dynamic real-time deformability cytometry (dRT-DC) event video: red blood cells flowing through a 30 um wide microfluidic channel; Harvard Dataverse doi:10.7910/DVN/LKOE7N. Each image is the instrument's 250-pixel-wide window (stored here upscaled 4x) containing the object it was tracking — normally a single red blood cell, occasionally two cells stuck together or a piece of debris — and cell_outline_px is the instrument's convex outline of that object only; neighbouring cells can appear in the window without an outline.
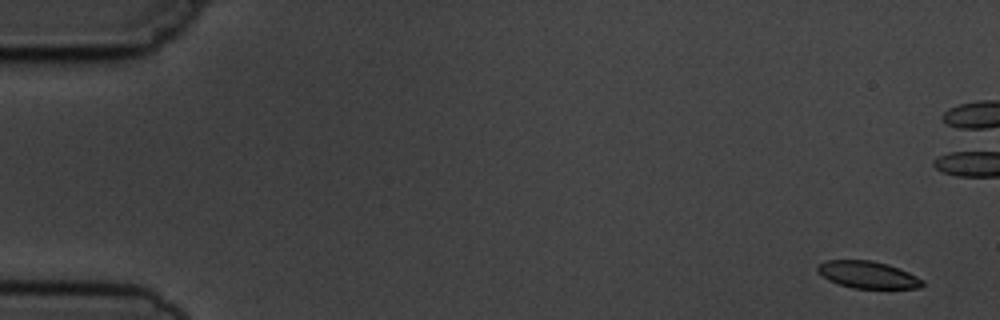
{"species": "common noctule bat (a hibernating species)", "species_latin": "Nyctalus noctula", "temperature_condition": "cold", "stored_images_in_passage": 6, "camera_frame_rate_fps": 3000, "um_per_image_px": 0.085, "animal": {"sex": "male", "body_mass_g": 19.5, "forearm_length_mm": 54.6}, "frame": {"image": 1, "passage_image": 1, "time_ms": 0.0, "image_size_px": [1000, 320], "cell_outline_px": [[924, 284], [920, 288], [852, 288], [828, 280], [816, 268], [820, 264], [828, 260], [872, 260], [888, 264], [908, 272], [924, 280]], "centroid_in_image_um": [73.8, 23.35], "position_along_channel_um": 11.2, "area_um2": 16.36}}